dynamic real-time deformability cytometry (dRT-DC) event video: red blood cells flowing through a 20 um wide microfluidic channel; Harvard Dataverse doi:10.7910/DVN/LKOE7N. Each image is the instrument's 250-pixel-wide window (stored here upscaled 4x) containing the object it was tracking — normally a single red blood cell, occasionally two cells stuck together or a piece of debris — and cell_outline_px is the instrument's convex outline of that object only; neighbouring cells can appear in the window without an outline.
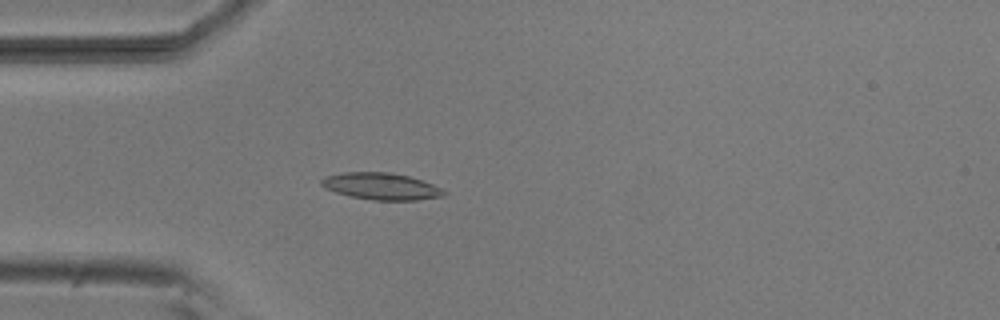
{"species": "common noctule bat (a hibernating species)", "species_latin": "Nyctalus noctula", "temperature_condition": "room temperature", "stored_images_in_passage": 54, "camera_frame_rate_fps": 3000, "um_per_image_px": 0.085, "animal": {"sex": "male", "body_mass_g": 20.5, "forearm_length_mm": 52.5}, "frame": {"image": 1, "passage_image": 15, "time_ms": 4.667, "image_size_px": [1000, 320], "cell_outline_px": [[448, 192], [444, 196], [416, 200], [372, 200], [352, 196], [336, 192], [324, 188], [320, 184], [320, 180], [324, 176], [340, 172], [392, 172], [408, 176], [432, 184]], "centroid_in_image_um": [32.37, 15.82], "position_along_channel_um": 52.6, "area_um2": 19.19}}
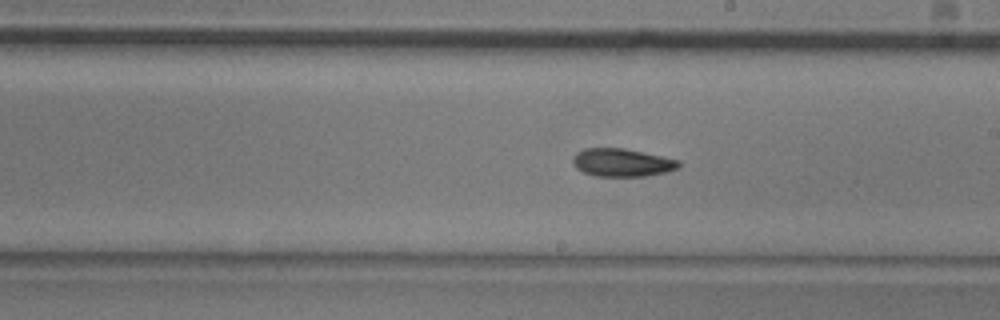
{"frame": {"image": 2, "passage_image": 30, "time_ms": 9.667, "image_size_px": [1000, 320], "cell_outline_px": [[680, 168], [668, 172], [644, 176], [592, 176], [576, 168], [572, 160], [572, 156], [576, 152], [584, 148], [624, 148], [680, 160]], "centroid_in_image_um": [52.87, 13.82], "position_along_channel_um": 236.1, "area_um2": 17.46}}
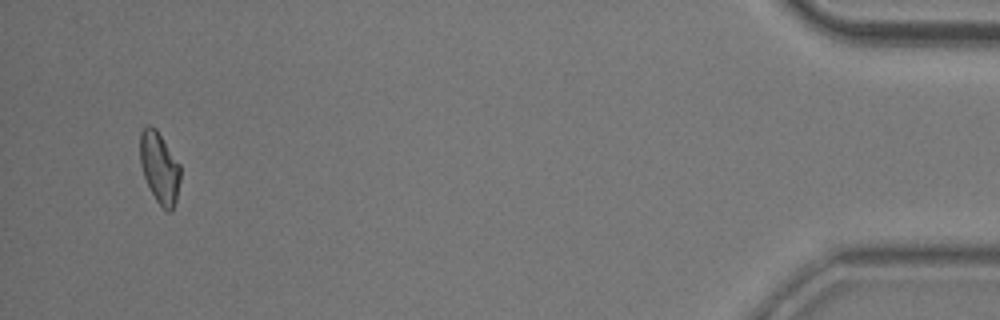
{"frame": {"image": 3, "passage_image": 51, "time_ms": 16.667, "image_size_px": [1000, 320], "cell_outline_px": [[180, 180], [176, 200], [172, 212], [168, 212], [156, 200], [144, 176], [140, 164], [140, 132], [148, 124], [152, 124], [156, 128], [180, 164]], "centroid_in_image_um": [13.56, 14.22], "position_along_channel_um": 421.6, "area_um2": 16.7}, "authors_computed_cell_mechanics": {"area_um2": 17.4267, "velocity_mm_per_s": 3.8019, "shape_relaxation_time_tau1_ms": null, "shape_relaxation_time_tau2_ms": 4.7702, "deformation_change_tau1": null, "deformation_change_tau2": 0.1152}}